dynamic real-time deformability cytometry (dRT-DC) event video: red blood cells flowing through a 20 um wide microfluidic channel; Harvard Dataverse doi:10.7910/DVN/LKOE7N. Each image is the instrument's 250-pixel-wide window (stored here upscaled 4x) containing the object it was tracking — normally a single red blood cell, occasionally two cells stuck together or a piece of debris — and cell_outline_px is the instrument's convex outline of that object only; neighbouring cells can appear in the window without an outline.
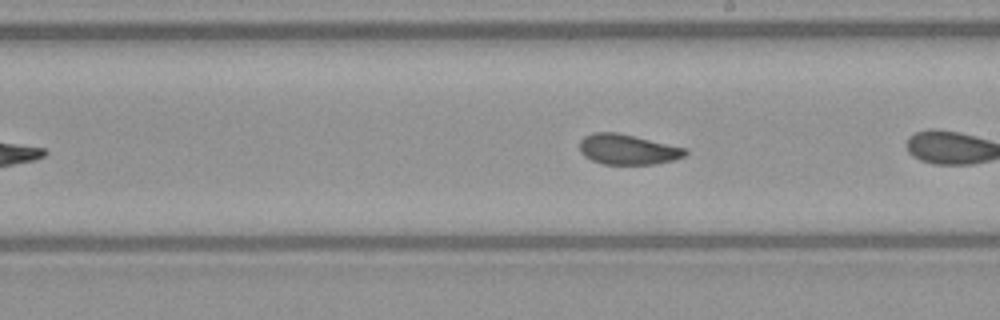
{"species": "common noctule bat (a hibernating species)", "species_latin": "Nyctalus noctula", "temperature_condition": "warm", "stored_images_in_passage": 17, "camera_frame_rate_fps": 3000, "um_per_image_px": 0.085, "animal": {"sex": "female", "body_mass_g": 21.9}, "frame": {"image": 1, "passage_image": 15, "time_ms": 4.667, "image_size_px": [1000, 320], "cell_outline_px": [[688, 152], [684, 156], [672, 160], [656, 164], [604, 164], [592, 160], [584, 156], [580, 152], [580, 140], [584, 136], [592, 132], [616, 132], [684, 148]], "centroid_in_image_um": [53.3, 12.7], "position_along_channel_um": 235.7, "area_um2": 18.38}}